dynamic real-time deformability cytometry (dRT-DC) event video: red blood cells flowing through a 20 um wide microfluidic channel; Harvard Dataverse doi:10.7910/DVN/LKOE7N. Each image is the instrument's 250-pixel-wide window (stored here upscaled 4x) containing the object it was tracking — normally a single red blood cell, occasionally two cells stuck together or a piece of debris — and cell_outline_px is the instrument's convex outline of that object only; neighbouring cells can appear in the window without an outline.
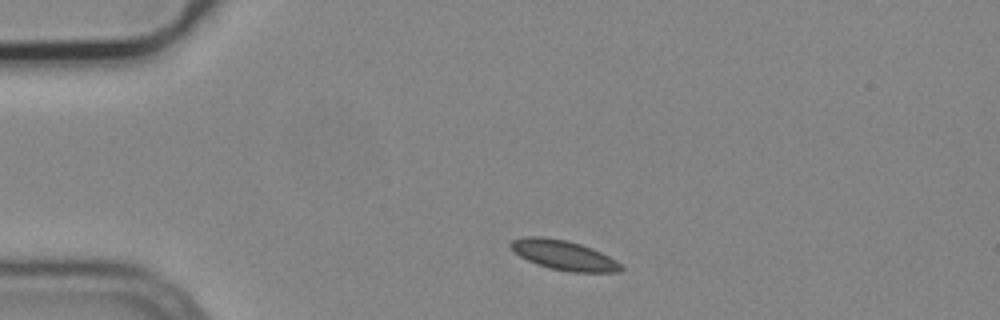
{"species": "common noctule bat (a hibernating species)", "species_latin": "Nyctalus noctula", "temperature_condition": "cold", "stored_images_in_passage": 4, "camera_frame_rate_fps": 3000, "um_per_image_px": 0.085, "animal": {"sex": "male", "body_mass_g": 19.2, "forearm_length_mm": 51.8}, "frame": {"image": 1, "passage_image": 1, "time_ms": 0.0, "image_size_px": [1000, 320], "cell_outline_px": [[624, 268], [620, 272], [572, 272], [548, 268], [536, 264], [520, 256], [508, 244], [512, 240], [524, 236], [544, 236], [568, 240], [592, 248], [616, 260]], "centroid_in_image_um": [47.91, 21.68], "position_along_channel_um": 37.1, "area_um2": 19.13}}
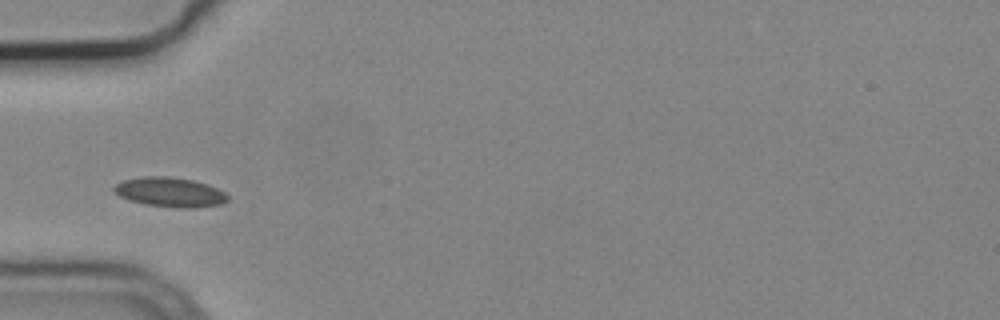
{"frame": {"image": 2, "passage_image": 3, "time_ms": 0.667, "image_size_px": [1000, 320], "cell_outline_px": [[228, 200], [220, 204], [188, 208], [176, 208], [144, 204], [128, 200], [120, 196], [112, 188], [116, 184], [124, 180], [144, 176], [168, 176], [192, 180], [208, 184], [224, 192], [228, 196]], "centroid_in_image_um": [14.43, 16.33], "position_along_channel_um": 70.6, "area_um2": 19.48}}
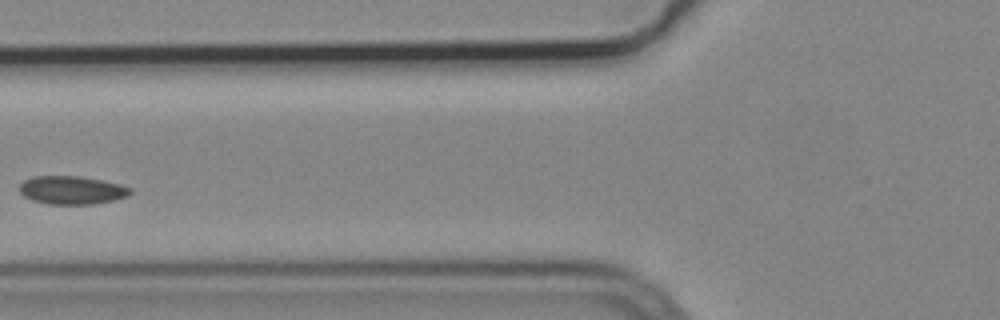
{"frame": {"image": 3, "passage_image": 4, "time_ms": 1.0, "image_size_px": [1000, 320], "cell_outline_px": [[132, 192], [128, 196], [112, 200], [92, 204], [48, 204], [32, 200], [24, 196], [20, 192], [20, 184], [24, 180], [32, 176], [76, 176], [100, 180], [120, 184], [132, 188]], "centroid_in_image_um": [6.09, 16.16], "position_along_channel_um": 119.7, "area_um2": 18.15}}